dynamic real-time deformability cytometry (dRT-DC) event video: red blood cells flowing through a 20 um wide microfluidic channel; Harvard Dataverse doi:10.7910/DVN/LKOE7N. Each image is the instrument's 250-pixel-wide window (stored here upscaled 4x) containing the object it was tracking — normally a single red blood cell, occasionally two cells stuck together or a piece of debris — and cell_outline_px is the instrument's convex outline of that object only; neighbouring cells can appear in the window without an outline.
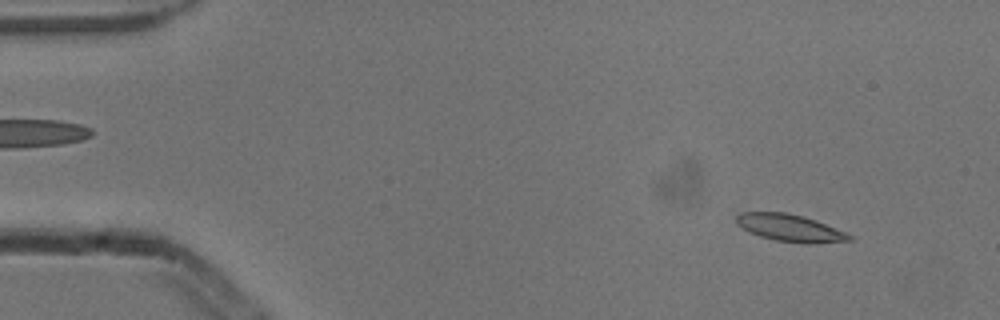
{"species": "common noctule bat (a hibernating species)", "species_latin": "Nyctalus noctula", "temperature_condition": "cold", "stored_images_in_passage": 4, "segment_of_instrument_passage": [2, 2], "camera_frame_rate_fps": 3000, "um_per_image_px": 0.085, "animal": {"sex": "male", "body_mass_g": 13.3}, "frame": {"image": 1, "passage_image": 4, "time_ms": 1.0, "image_size_px": [1000, 320], "cell_outline_px": [[856, 240], [816, 244], [804, 244], [776, 240], [760, 236], [736, 224], [736, 216], [740, 212], [788, 212], [804, 216], [816, 220], [856, 236]], "centroid_in_image_um": [67.25, 19.38], "position_along_channel_um": 17.7, "area_um2": 18.21}}